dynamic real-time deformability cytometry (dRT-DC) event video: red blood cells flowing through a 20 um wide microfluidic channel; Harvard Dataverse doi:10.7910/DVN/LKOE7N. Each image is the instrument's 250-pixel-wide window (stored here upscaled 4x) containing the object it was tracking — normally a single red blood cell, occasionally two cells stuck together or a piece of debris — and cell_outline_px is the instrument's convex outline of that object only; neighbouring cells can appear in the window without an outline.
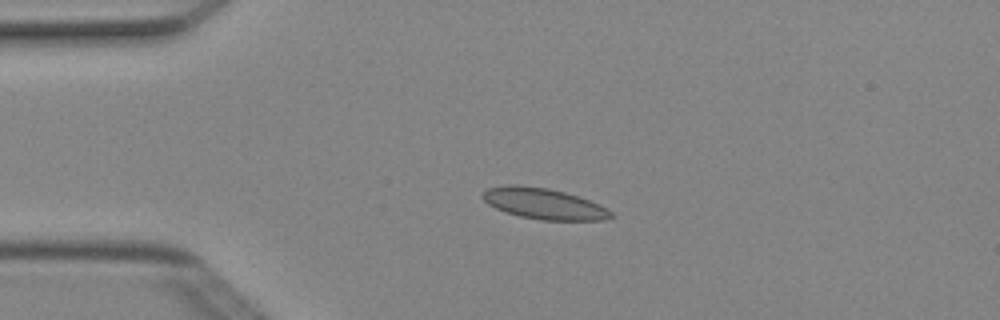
{"species": "Egyptian fruit bat (a non-hibernating species)", "species_latin": "Rousettus aegyptiacus", "temperature_condition": "cold", "stored_images_in_passage": 8, "camera_frame_rate_fps": 3000, "um_per_image_px": 0.085, "animal": {"sex": "female"}, "frame": {"image": 1, "passage_image": 4, "time_ms": 1.0, "image_size_px": [1000, 320], "cell_outline_px": [[616, 216], [604, 220], [540, 220], [520, 216], [504, 212], [488, 204], [480, 196], [488, 188], [508, 184], [516, 184], [548, 188], [580, 196], [600, 204], [612, 212]], "centroid_in_image_um": [46.24, 17.31], "position_along_channel_um": 38.8, "area_um2": 23.35}}
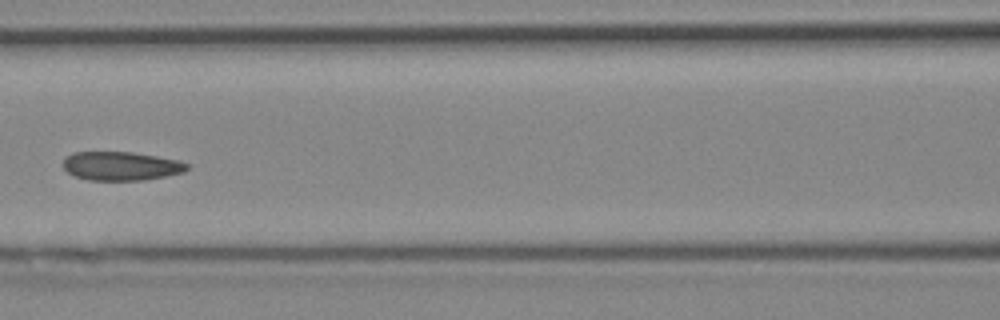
{"frame": {"image": 2, "passage_image": 7, "time_ms": 2.0, "image_size_px": [1000, 320], "cell_outline_px": [[188, 168], [184, 172], [144, 180], [88, 180], [76, 176], [68, 172], [64, 168], [64, 156], [72, 152], [132, 152], [180, 160], [188, 164]], "centroid_in_image_um": [10.28, 14.1], "position_along_channel_um": 156.3, "area_um2": 20.75}}
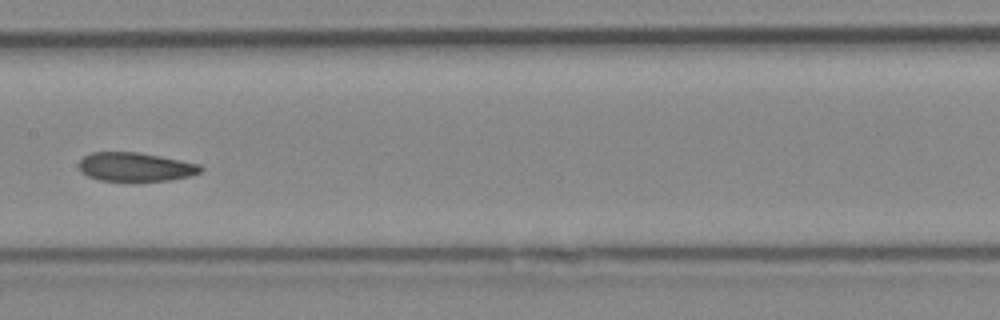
{"frame": {"image": 3, "passage_image": 8, "time_ms": 2.333, "image_size_px": [1000, 320], "cell_outline_px": [[204, 168], [200, 172], [192, 176], [168, 180], [100, 180], [88, 176], [80, 172], [80, 160], [84, 156], [92, 152], [136, 152], [160, 156], [200, 164]], "centroid_in_image_um": [11.53, 14.18], "position_along_channel_um": 195.9, "area_um2": 20.23}}